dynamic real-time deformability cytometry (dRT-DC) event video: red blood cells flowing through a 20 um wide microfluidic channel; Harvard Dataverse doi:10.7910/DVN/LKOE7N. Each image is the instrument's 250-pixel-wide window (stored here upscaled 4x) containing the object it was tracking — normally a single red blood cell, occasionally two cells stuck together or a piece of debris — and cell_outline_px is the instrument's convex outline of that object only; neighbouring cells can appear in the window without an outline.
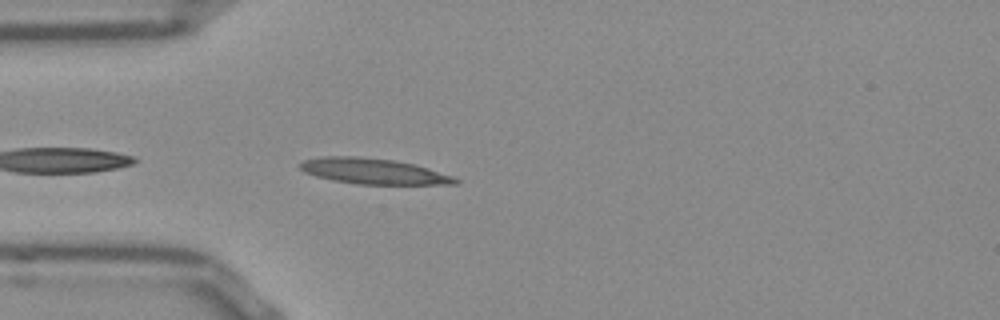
{"species": "Egyptian fruit bat (a non-hibernating species)", "species_latin": "Rousettus aegyptiacus", "temperature_condition": "room temperature", "stored_images_in_passage": 40, "camera_frame_rate_fps": 3000, "um_per_image_px": 0.085, "frame": {"image": 1, "passage_image": 2, "time_ms": 0.333, "image_size_px": [1000, 320], "cell_outline_px": [[460, 184], [356, 184], [332, 180], [316, 176], [304, 172], [300, 168], [300, 164], [304, 160], [324, 156], [356, 156], [392, 160], [416, 164], [452, 176], [460, 180]], "centroid_in_image_um": [31.75, 14.56], "position_along_channel_um": 53.2, "area_um2": 23.12}}
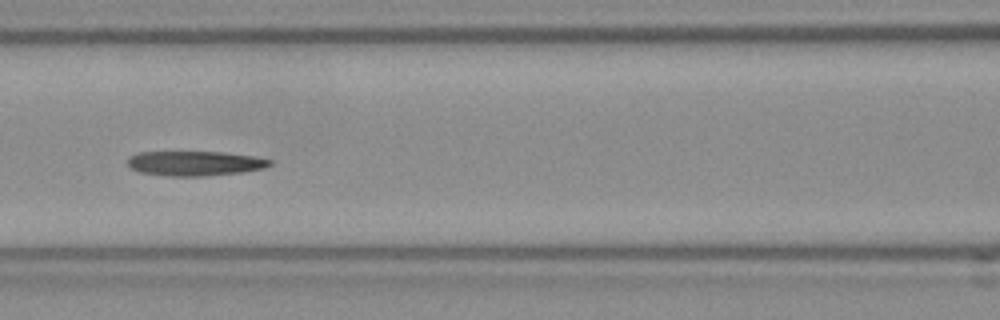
{"frame": {"image": 2, "passage_image": 10, "time_ms": 3.0, "image_size_px": [1000, 320], "cell_outline_px": [[272, 164], [264, 168], [244, 172], [204, 176], [172, 176], [140, 172], [132, 168], [128, 164], [128, 156], [140, 152], [220, 152], [252, 156], [272, 160]], "centroid_in_image_um": [16.58, 13.88], "position_along_channel_um": 150.0, "area_um2": 20.35}}
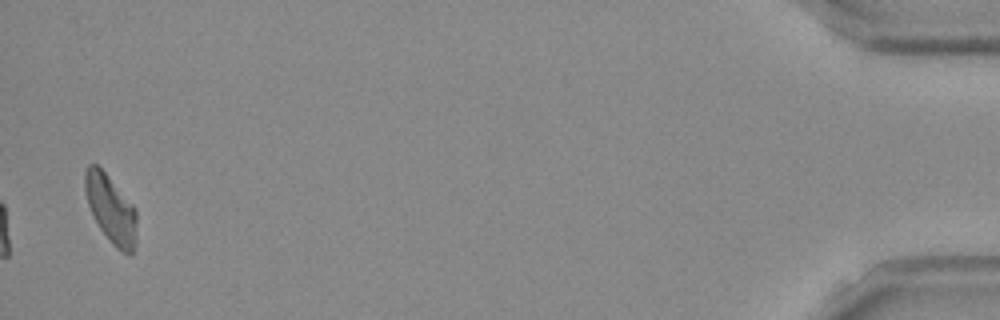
{"frame": {"image": 3, "passage_image": 39, "time_ms": 12.667, "image_size_px": [1000, 320], "cell_outline_px": [[136, 244], [132, 256], [120, 252], [112, 244], [100, 228], [88, 204], [84, 192], [84, 172], [88, 164], [96, 164], [108, 176], [136, 208]], "centroid_in_image_um": [9.43, 17.8], "position_along_channel_um": 425.8, "area_um2": 20.58}, "authors_computed_cell_mechanics": {"area_um2": 20.7502, "velocity_mm_per_s": 3.8254, "shape_relaxation_time_tau1_ms": null, "shape_relaxation_time_tau2_ms": 7.789, "deformation_change_tau1": null, "deformation_change_tau2": 0.1825}}